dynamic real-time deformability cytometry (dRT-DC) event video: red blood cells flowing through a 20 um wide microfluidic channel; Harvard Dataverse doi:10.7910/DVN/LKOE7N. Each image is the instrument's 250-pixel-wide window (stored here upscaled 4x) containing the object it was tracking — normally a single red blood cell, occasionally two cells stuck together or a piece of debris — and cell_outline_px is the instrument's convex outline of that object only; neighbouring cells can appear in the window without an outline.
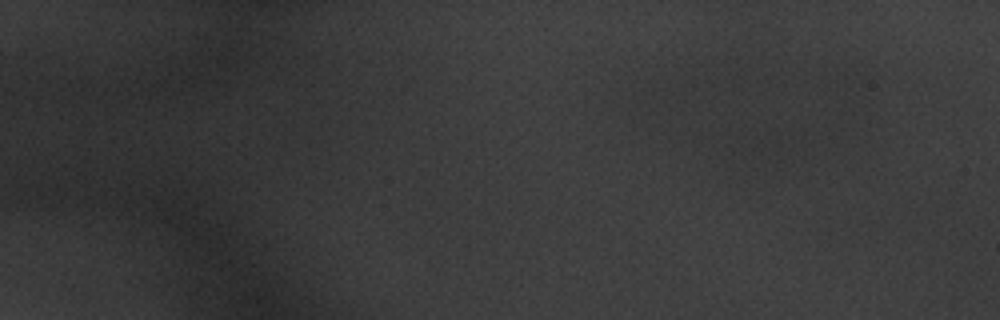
{"species": "common noctule bat (a hibernating species)", "species_latin": "Nyctalus noctula", "temperature_condition": "warm", "stored_images_in_passage": 11, "camera_frame_rate_fps": 3000, "um_per_image_px": 0.085, "animal": {"sex": "male", "body_mass_g": 20.1, "forearm_length_mm": 53.5}, "frame": {"image": 1, "passage_image": 2, "time_ms": 0.333, "image_size_px": [1000, 320], "cell_outline_px": [[804, 152], [784, 160], [732, 160], [732, 148], [736, 140], [764, 132], [804, 128]], "centroid_in_image_um": [65.45, 12.39], "position_along_channel_um": 19.6, "area_um2": 13.41}}